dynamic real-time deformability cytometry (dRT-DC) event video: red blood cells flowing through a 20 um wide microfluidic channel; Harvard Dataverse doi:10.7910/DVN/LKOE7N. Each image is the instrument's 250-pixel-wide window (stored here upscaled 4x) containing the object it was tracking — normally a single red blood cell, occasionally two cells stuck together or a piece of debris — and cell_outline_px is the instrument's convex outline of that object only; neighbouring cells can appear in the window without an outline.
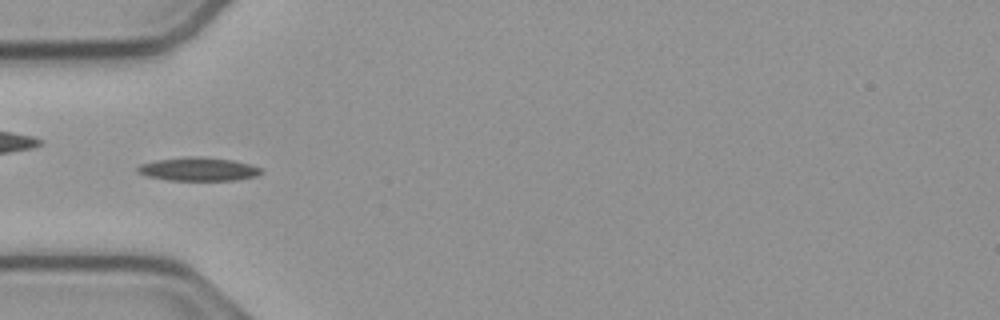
{"species": "common noctule bat (a hibernating species)", "species_latin": "Nyctalus noctula", "temperature_condition": "cold", "stored_images_in_passage": 42, "camera_frame_rate_fps": 3000, "um_per_image_px": 0.085, "animal": {"sex": "male", "body_mass_g": 23.1, "forearm_length_mm": 52.7}, "frame": {"image": 1, "passage_image": 7, "time_ms": 2.0, "image_size_px": [1000, 320], "cell_outline_px": [[264, 172], [256, 176], [236, 180], [168, 180], [144, 176], [136, 172], [136, 168], [140, 164], [156, 160], [184, 156], [200, 156], [232, 160], [248, 164], [260, 168]], "centroid_in_image_um": [16.8, 14.37], "position_along_channel_um": 68.2, "area_um2": 17.05}}
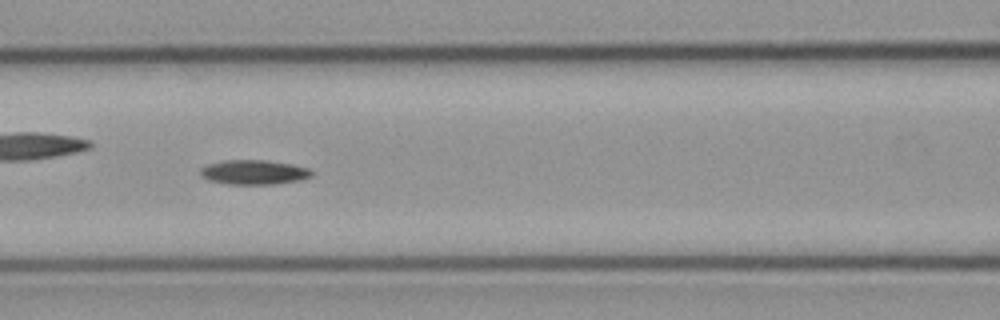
{"frame": {"image": 2, "passage_image": 13, "time_ms": 4.0, "image_size_px": [1000, 320], "cell_outline_px": [[312, 176], [304, 180], [276, 184], [224, 184], [208, 180], [200, 176], [200, 168], [208, 164], [224, 160], [268, 160], [292, 164], [308, 168], [312, 172]], "centroid_in_image_um": [21.58, 14.64], "position_along_channel_um": 145.0, "area_um2": 16.18}, "authors_computed_cell_mechanics": {"area_um2": 15.7505, "velocity_mm_per_s": 3.7845, "shape_relaxation_time_tau1_ms": 4.3067, "shape_relaxation_time_tau2_ms": null, "deformation_change_tau1": 0.1282, "deformation_change_tau2": null}}